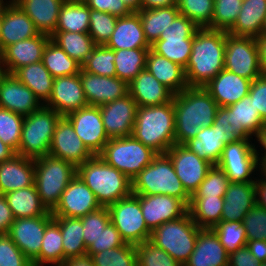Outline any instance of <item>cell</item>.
Here are the masks:
<instances>
[{"mask_svg": "<svg viewBox=\"0 0 266 266\" xmlns=\"http://www.w3.org/2000/svg\"><path fill=\"white\" fill-rule=\"evenodd\" d=\"M175 144H185L203 127H210L216 116L218 104L204 87H187L174 94Z\"/></svg>", "mask_w": 266, "mask_h": 266, "instance_id": "cell-1", "label": "cell"}, {"mask_svg": "<svg viewBox=\"0 0 266 266\" xmlns=\"http://www.w3.org/2000/svg\"><path fill=\"white\" fill-rule=\"evenodd\" d=\"M225 31L199 28L185 73L188 87H203L224 69Z\"/></svg>", "mask_w": 266, "mask_h": 266, "instance_id": "cell-2", "label": "cell"}, {"mask_svg": "<svg viewBox=\"0 0 266 266\" xmlns=\"http://www.w3.org/2000/svg\"><path fill=\"white\" fill-rule=\"evenodd\" d=\"M132 136L157 154L175 144L173 99L162 105L138 107Z\"/></svg>", "mask_w": 266, "mask_h": 266, "instance_id": "cell-3", "label": "cell"}, {"mask_svg": "<svg viewBox=\"0 0 266 266\" xmlns=\"http://www.w3.org/2000/svg\"><path fill=\"white\" fill-rule=\"evenodd\" d=\"M77 175L93 191L101 207H108L132 193V181L99 155L79 165Z\"/></svg>", "mask_w": 266, "mask_h": 266, "instance_id": "cell-4", "label": "cell"}, {"mask_svg": "<svg viewBox=\"0 0 266 266\" xmlns=\"http://www.w3.org/2000/svg\"><path fill=\"white\" fill-rule=\"evenodd\" d=\"M131 181L135 195H169L180 199L187 207L190 204L191 196L184 189L166 154H158Z\"/></svg>", "mask_w": 266, "mask_h": 266, "instance_id": "cell-5", "label": "cell"}, {"mask_svg": "<svg viewBox=\"0 0 266 266\" xmlns=\"http://www.w3.org/2000/svg\"><path fill=\"white\" fill-rule=\"evenodd\" d=\"M34 184L42 204L52 212L63 191L77 174V168L63 159L46 155L34 160Z\"/></svg>", "mask_w": 266, "mask_h": 266, "instance_id": "cell-6", "label": "cell"}, {"mask_svg": "<svg viewBox=\"0 0 266 266\" xmlns=\"http://www.w3.org/2000/svg\"><path fill=\"white\" fill-rule=\"evenodd\" d=\"M61 117L45 105L24 116L21 141L16 154L34 160L49 155L53 134Z\"/></svg>", "mask_w": 266, "mask_h": 266, "instance_id": "cell-7", "label": "cell"}, {"mask_svg": "<svg viewBox=\"0 0 266 266\" xmlns=\"http://www.w3.org/2000/svg\"><path fill=\"white\" fill-rule=\"evenodd\" d=\"M198 227L189 212L177 220L168 221L151 232L150 242L184 265L195 248Z\"/></svg>", "mask_w": 266, "mask_h": 266, "instance_id": "cell-8", "label": "cell"}, {"mask_svg": "<svg viewBox=\"0 0 266 266\" xmlns=\"http://www.w3.org/2000/svg\"><path fill=\"white\" fill-rule=\"evenodd\" d=\"M158 154L133 136L109 139L99 156L132 180Z\"/></svg>", "mask_w": 266, "mask_h": 266, "instance_id": "cell-9", "label": "cell"}, {"mask_svg": "<svg viewBox=\"0 0 266 266\" xmlns=\"http://www.w3.org/2000/svg\"><path fill=\"white\" fill-rule=\"evenodd\" d=\"M198 29L192 20L179 14L171 26L163 30L159 40L151 45V49L185 68L191 55L194 34Z\"/></svg>", "mask_w": 266, "mask_h": 266, "instance_id": "cell-10", "label": "cell"}, {"mask_svg": "<svg viewBox=\"0 0 266 266\" xmlns=\"http://www.w3.org/2000/svg\"><path fill=\"white\" fill-rule=\"evenodd\" d=\"M254 139L242 138L225 145L216 164L228 176L230 182H255L260 167L254 151Z\"/></svg>", "mask_w": 266, "mask_h": 266, "instance_id": "cell-11", "label": "cell"}, {"mask_svg": "<svg viewBox=\"0 0 266 266\" xmlns=\"http://www.w3.org/2000/svg\"><path fill=\"white\" fill-rule=\"evenodd\" d=\"M107 209L110 221L120 232L125 243L138 245L150 240L151 231L143 218L138 195L131 193L108 206Z\"/></svg>", "mask_w": 266, "mask_h": 266, "instance_id": "cell-12", "label": "cell"}, {"mask_svg": "<svg viewBox=\"0 0 266 266\" xmlns=\"http://www.w3.org/2000/svg\"><path fill=\"white\" fill-rule=\"evenodd\" d=\"M224 69L251 81L261 76L255 38L234 36L225 31Z\"/></svg>", "mask_w": 266, "mask_h": 266, "instance_id": "cell-13", "label": "cell"}, {"mask_svg": "<svg viewBox=\"0 0 266 266\" xmlns=\"http://www.w3.org/2000/svg\"><path fill=\"white\" fill-rule=\"evenodd\" d=\"M75 133L93 155H99L109 138L102 122L99 106L87 105L65 116Z\"/></svg>", "mask_w": 266, "mask_h": 266, "instance_id": "cell-14", "label": "cell"}, {"mask_svg": "<svg viewBox=\"0 0 266 266\" xmlns=\"http://www.w3.org/2000/svg\"><path fill=\"white\" fill-rule=\"evenodd\" d=\"M165 154L172 161L184 189L192 196L213 165L199 158L184 144H174Z\"/></svg>", "mask_w": 266, "mask_h": 266, "instance_id": "cell-15", "label": "cell"}, {"mask_svg": "<svg viewBox=\"0 0 266 266\" xmlns=\"http://www.w3.org/2000/svg\"><path fill=\"white\" fill-rule=\"evenodd\" d=\"M52 220V215L17 218L11 224L7 235L23 254L33 262L39 256L46 226Z\"/></svg>", "mask_w": 266, "mask_h": 266, "instance_id": "cell-16", "label": "cell"}, {"mask_svg": "<svg viewBox=\"0 0 266 266\" xmlns=\"http://www.w3.org/2000/svg\"><path fill=\"white\" fill-rule=\"evenodd\" d=\"M100 207L93 191L76 174L51 213L53 217L81 218Z\"/></svg>", "mask_w": 266, "mask_h": 266, "instance_id": "cell-17", "label": "cell"}, {"mask_svg": "<svg viewBox=\"0 0 266 266\" xmlns=\"http://www.w3.org/2000/svg\"><path fill=\"white\" fill-rule=\"evenodd\" d=\"M99 108L109 139L132 136L138 105L130 94Z\"/></svg>", "mask_w": 266, "mask_h": 266, "instance_id": "cell-18", "label": "cell"}, {"mask_svg": "<svg viewBox=\"0 0 266 266\" xmlns=\"http://www.w3.org/2000/svg\"><path fill=\"white\" fill-rule=\"evenodd\" d=\"M49 155L63 159L76 168L94 156L75 133L73 125L65 116H62L56 125Z\"/></svg>", "mask_w": 266, "mask_h": 266, "instance_id": "cell-19", "label": "cell"}, {"mask_svg": "<svg viewBox=\"0 0 266 266\" xmlns=\"http://www.w3.org/2000/svg\"><path fill=\"white\" fill-rule=\"evenodd\" d=\"M146 226L152 232L163 223L181 218L188 207L180 200L169 195H138Z\"/></svg>", "mask_w": 266, "mask_h": 266, "instance_id": "cell-20", "label": "cell"}, {"mask_svg": "<svg viewBox=\"0 0 266 266\" xmlns=\"http://www.w3.org/2000/svg\"><path fill=\"white\" fill-rule=\"evenodd\" d=\"M79 75L88 105L101 106L129 94L128 83L116 76H99L82 68Z\"/></svg>", "mask_w": 266, "mask_h": 266, "instance_id": "cell-21", "label": "cell"}, {"mask_svg": "<svg viewBox=\"0 0 266 266\" xmlns=\"http://www.w3.org/2000/svg\"><path fill=\"white\" fill-rule=\"evenodd\" d=\"M87 105L79 74L54 79L52 94L45 106L52 108L61 116H66Z\"/></svg>", "mask_w": 266, "mask_h": 266, "instance_id": "cell-22", "label": "cell"}, {"mask_svg": "<svg viewBox=\"0 0 266 266\" xmlns=\"http://www.w3.org/2000/svg\"><path fill=\"white\" fill-rule=\"evenodd\" d=\"M50 39V36L39 33L35 37L5 47L0 52V59L7 74H13L22 66L42 61L44 49Z\"/></svg>", "mask_w": 266, "mask_h": 266, "instance_id": "cell-23", "label": "cell"}, {"mask_svg": "<svg viewBox=\"0 0 266 266\" xmlns=\"http://www.w3.org/2000/svg\"><path fill=\"white\" fill-rule=\"evenodd\" d=\"M39 32L33 21L15 3L8 2L1 11L0 52L7 46L35 37Z\"/></svg>", "mask_w": 266, "mask_h": 266, "instance_id": "cell-24", "label": "cell"}, {"mask_svg": "<svg viewBox=\"0 0 266 266\" xmlns=\"http://www.w3.org/2000/svg\"><path fill=\"white\" fill-rule=\"evenodd\" d=\"M42 106L34 92L13 74H6L0 82V108L23 116L30 115Z\"/></svg>", "mask_w": 266, "mask_h": 266, "instance_id": "cell-25", "label": "cell"}, {"mask_svg": "<svg viewBox=\"0 0 266 266\" xmlns=\"http://www.w3.org/2000/svg\"><path fill=\"white\" fill-rule=\"evenodd\" d=\"M251 82L247 78L223 69L203 87L218 106L227 107L249 94Z\"/></svg>", "mask_w": 266, "mask_h": 266, "instance_id": "cell-26", "label": "cell"}, {"mask_svg": "<svg viewBox=\"0 0 266 266\" xmlns=\"http://www.w3.org/2000/svg\"><path fill=\"white\" fill-rule=\"evenodd\" d=\"M229 254L211 228H202L195 248L183 266H228Z\"/></svg>", "mask_w": 266, "mask_h": 266, "instance_id": "cell-27", "label": "cell"}, {"mask_svg": "<svg viewBox=\"0 0 266 266\" xmlns=\"http://www.w3.org/2000/svg\"><path fill=\"white\" fill-rule=\"evenodd\" d=\"M34 159L15 154L0 163V194H7L34 184Z\"/></svg>", "mask_w": 266, "mask_h": 266, "instance_id": "cell-28", "label": "cell"}, {"mask_svg": "<svg viewBox=\"0 0 266 266\" xmlns=\"http://www.w3.org/2000/svg\"><path fill=\"white\" fill-rule=\"evenodd\" d=\"M129 94L138 107L162 105L174 94L160 83L147 69L142 70L129 84Z\"/></svg>", "mask_w": 266, "mask_h": 266, "instance_id": "cell-29", "label": "cell"}, {"mask_svg": "<svg viewBox=\"0 0 266 266\" xmlns=\"http://www.w3.org/2000/svg\"><path fill=\"white\" fill-rule=\"evenodd\" d=\"M256 204L255 182H230L224 195L221 221H241Z\"/></svg>", "mask_w": 266, "mask_h": 266, "instance_id": "cell-30", "label": "cell"}, {"mask_svg": "<svg viewBox=\"0 0 266 266\" xmlns=\"http://www.w3.org/2000/svg\"><path fill=\"white\" fill-rule=\"evenodd\" d=\"M106 46L113 50L151 48L145 39L138 12L118 17L114 31Z\"/></svg>", "mask_w": 266, "mask_h": 266, "instance_id": "cell-31", "label": "cell"}, {"mask_svg": "<svg viewBox=\"0 0 266 266\" xmlns=\"http://www.w3.org/2000/svg\"><path fill=\"white\" fill-rule=\"evenodd\" d=\"M33 21L39 33L51 36L58 23L59 12L65 0H15Z\"/></svg>", "mask_w": 266, "mask_h": 266, "instance_id": "cell-32", "label": "cell"}, {"mask_svg": "<svg viewBox=\"0 0 266 266\" xmlns=\"http://www.w3.org/2000/svg\"><path fill=\"white\" fill-rule=\"evenodd\" d=\"M146 69L173 94H178L188 87L185 69L151 48L146 58Z\"/></svg>", "mask_w": 266, "mask_h": 266, "instance_id": "cell-33", "label": "cell"}, {"mask_svg": "<svg viewBox=\"0 0 266 266\" xmlns=\"http://www.w3.org/2000/svg\"><path fill=\"white\" fill-rule=\"evenodd\" d=\"M266 19V0H243L234 25L227 31L234 36L259 37Z\"/></svg>", "mask_w": 266, "mask_h": 266, "instance_id": "cell-34", "label": "cell"}, {"mask_svg": "<svg viewBox=\"0 0 266 266\" xmlns=\"http://www.w3.org/2000/svg\"><path fill=\"white\" fill-rule=\"evenodd\" d=\"M13 75L34 92L42 105L49 101L55 78L45 68L42 61L22 66Z\"/></svg>", "mask_w": 266, "mask_h": 266, "instance_id": "cell-35", "label": "cell"}, {"mask_svg": "<svg viewBox=\"0 0 266 266\" xmlns=\"http://www.w3.org/2000/svg\"><path fill=\"white\" fill-rule=\"evenodd\" d=\"M14 219L52 215L42 204L35 184L4 195Z\"/></svg>", "mask_w": 266, "mask_h": 266, "instance_id": "cell-36", "label": "cell"}, {"mask_svg": "<svg viewBox=\"0 0 266 266\" xmlns=\"http://www.w3.org/2000/svg\"><path fill=\"white\" fill-rule=\"evenodd\" d=\"M227 107L233 112L236 135L240 139H253L266 125L259 115V110L255 109L249 95Z\"/></svg>", "mask_w": 266, "mask_h": 266, "instance_id": "cell-37", "label": "cell"}, {"mask_svg": "<svg viewBox=\"0 0 266 266\" xmlns=\"http://www.w3.org/2000/svg\"><path fill=\"white\" fill-rule=\"evenodd\" d=\"M143 26L144 36L151 46L159 40L163 30L171 26L172 21L180 14L176 5L138 11Z\"/></svg>", "mask_w": 266, "mask_h": 266, "instance_id": "cell-38", "label": "cell"}, {"mask_svg": "<svg viewBox=\"0 0 266 266\" xmlns=\"http://www.w3.org/2000/svg\"><path fill=\"white\" fill-rule=\"evenodd\" d=\"M90 8L82 0H65L55 31L88 33Z\"/></svg>", "mask_w": 266, "mask_h": 266, "instance_id": "cell-39", "label": "cell"}, {"mask_svg": "<svg viewBox=\"0 0 266 266\" xmlns=\"http://www.w3.org/2000/svg\"><path fill=\"white\" fill-rule=\"evenodd\" d=\"M184 145L199 158L214 166L218 163L226 144L221 141L218 130L211 125L210 127H203L194 138H191Z\"/></svg>", "mask_w": 266, "mask_h": 266, "instance_id": "cell-40", "label": "cell"}, {"mask_svg": "<svg viewBox=\"0 0 266 266\" xmlns=\"http://www.w3.org/2000/svg\"><path fill=\"white\" fill-rule=\"evenodd\" d=\"M63 237L59 224L53 219L45 229L39 256L33 266H62L64 263Z\"/></svg>", "mask_w": 266, "mask_h": 266, "instance_id": "cell-41", "label": "cell"}, {"mask_svg": "<svg viewBox=\"0 0 266 266\" xmlns=\"http://www.w3.org/2000/svg\"><path fill=\"white\" fill-rule=\"evenodd\" d=\"M50 37L69 57L75 59L81 65L91 55L96 46L89 33L55 31Z\"/></svg>", "mask_w": 266, "mask_h": 266, "instance_id": "cell-42", "label": "cell"}, {"mask_svg": "<svg viewBox=\"0 0 266 266\" xmlns=\"http://www.w3.org/2000/svg\"><path fill=\"white\" fill-rule=\"evenodd\" d=\"M224 197H191L188 206L193 222L200 228H212L221 221Z\"/></svg>", "mask_w": 266, "mask_h": 266, "instance_id": "cell-43", "label": "cell"}, {"mask_svg": "<svg viewBox=\"0 0 266 266\" xmlns=\"http://www.w3.org/2000/svg\"><path fill=\"white\" fill-rule=\"evenodd\" d=\"M59 224L63 237L64 261L69 258L86 255L87 248L83 238L80 218L53 217Z\"/></svg>", "mask_w": 266, "mask_h": 266, "instance_id": "cell-44", "label": "cell"}, {"mask_svg": "<svg viewBox=\"0 0 266 266\" xmlns=\"http://www.w3.org/2000/svg\"><path fill=\"white\" fill-rule=\"evenodd\" d=\"M150 48L114 50L116 77L128 84L144 69Z\"/></svg>", "mask_w": 266, "mask_h": 266, "instance_id": "cell-45", "label": "cell"}, {"mask_svg": "<svg viewBox=\"0 0 266 266\" xmlns=\"http://www.w3.org/2000/svg\"><path fill=\"white\" fill-rule=\"evenodd\" d=\"M42 63L54 78L79 74L82 68L80 63L69 57L51 39L44 49Z\"/></svg>", "mask_w": 266, "mask_h": 266, "instance_id": "cell-46", "label": "cell"}, {"mask_svg": "<svg viewBox=\"0 0 266 266\" xmlns=\"http://www.w3.org/2000/svg\"><path fill=\"white\" fill-rule=\"evenodd\" d=\"M181 15L192 20L199 28L212 29L214 0H176Z\"/></svg>", "mask_w": 266, "mask_h": 266, "instance_id": "cell-47", "label": "cell"}, {"mask_svg": "<svg viewBox=\"0 0 266 266\" xmlns=\"http://www.w3.org/2000/svg\"><path fill=\"white\" fill-rule=\"evenodd\" d=\"M211 229L216 233L228 254L245 247L247 244L245 227L241 221H220Z\"/></svg>", "mask_w": 266, "mask_h": 266, "instance_id": "cell-48", "label": "cell"}, {"mask_svg": "<svg viewBox=\"0 0 266 266\" xmlns=\"http://www.w3.org/2000/svg\"><path fill=\"white\" fill-rule=\"evenodd\" d=\"M114 50L106 45H96L91 55L81 65L84 71L99 76H116Z\"/></svg>", "mask_w": 266, "mask_h": 266, "instance_id": "cell-49", "label": "cell"}, {"mask_svg": "<svg viewBox=\"0 0 266 266\" xmlns=\"http://www.w3.org/2000/svg\"><path fill=\"white\" fill-rule=\"evenodd\" d=\"M90 257L95 266H137L136 246L128 243L118 248L98 252Z\"/></svg>", "mask_w": 266, "mask_h": 266, "instance_id": "cell-50", "label": "cell"}, {"mask_svg": "<svg viewBox=\"0 0 266 266\" xmlns=\"http://www.w3.org/2000/svg\"><path fill=\"white\" fill-rule=\"evenodd\" d=\"M23 121V115L0 108V140L15 152L21 141Z\"/></svg>", "mask_w": 266, "mask_h": 266, "instance_id": "cell-51", "label": "cell"}, {"mask_svg": "<svg viewBox=\"0 0 266 266\" xmlns=\"http://www.w3.org/2000/svg\"><path fill=\"white\" fill-rule=\"evenodd\" d=\"M118 17L90 9L89 35L96 45H106L114 31Z\"/></svg>", "mask_w": 266, "mask_h": 266, "instance_id": "cell-52", "label": "cell"}, {"mask_svg": "<svg viewBox=\"0 0 266 266\" xmlns=\"http://www.w3.org/2000/svg\"><path fill=\"white\" fill-rule=\"evenodd\" d=\"M243 0H214L212 29L228 31L235 23Z\"/></svg>", "mask_w": 266, "mask_h": 266, "instance_id": "cell-53", "label": "cell"}, {"mask_svg": "<svg viewBox=\"0 0 266 266\" xmlns=\"http://www.w3.org/2000/svg\"><path fill=\"white\" fill-rule=\"evenodd\" d=\"M229 183L224 171L214 165L191 197H224Z\"/></svg>", "mask_w": 266, "mask_h": 266, "instance_id": "cell-54", "label": "cell"}, {"mask_svg": "<svg viewBox=\"0 0 266 266\" xmlns=\"http://www.w3.org/2000/svg\"><path fill=\"white\" fill-rule=\"evenodd\" d=\"M136 246L137 266H182L173 257L150 241Z\"/></svg>", "mask_w": 266, "mask_h": 266, "instance_id": "cell-55", "label": "cell"}, {"mask_svg": "<svg viewBox=\"0 0 266 266\" xmlns=\"http://www.w3.org/2000/svg\"><path fill=\"white\" fill-rule=\"evenodd\" d=\"M80 219L83 227V238L87 248L97 239L101 231H103L110 222V215L107 207H100Z\"/></svg>", "mask_w": 266, "mask_h": 266, "instance_id": "cell-56", "label": "cell"}, {"mask_svg": "<svg viewBox=\"0 0 266 266\" xmlns=\"http://www.w3.org/2000/svg\"><path fill=\"white\" fill-rule=\"evenodd\" d=\"M243 225L245 227L247 241H266V209L255 204L245 215Z\"/></svg>", "mask_w": 266, "mask_h": 266, "instance_id": "cell-57", "label": "cell"}, {"mask_svg": "<svg viewBox=\"0 0 266 266\" xmlns=\"http://www.w3.org/2000/svg\"><path fill=\"white\" fill-rule=\"evenodd\" d=\"M0 266H33L7 234H0Z\"/></svg>", "mask_w": 266, "mask_h": 266, "instance_id": "cell-58", "label": "cell"}, {"mask_svg": "<svg viewBox=\"0 0 266 266\" xmlns=\"http://www.w3.org/2000/svg\"><path fill=\"white\" fill-rule=\"evenodd\" d=\"M124 244L125 241L122 239L120 232L110 221L97 239L87 247L86 254L91 256L107 249L118 248Z\"/></svg>", "mask_w": 266, "mask_h": 266, "instance_id": "cell-59", "label": "cell"}, {"mask_svg": "<svg viewBox=\"0 0 266 266\" xmlns=\"http://www.w3.org/2000/svg\"><path fill=\"white\" fill-rule=\"evenodd\" d=\"M212 126L218 130L221 141L225 144L238 141L233 112L228 107H218Z\"/></svg>", "mask_w": 266, "mask_h": 266, "instance_id": "cell-60", "label": "cell"}, {"mask_svg": "<svg viewBox=\"0 0 266 266\" xmlns=\"http://www.w3.org/2000/svg\"><path fill=\"white\" fill-rule=\"evenodd\" d=\"M90 9L106 12L117 17L126 16L132 11L122 0H82Z\"/></svg>", "mask_w": 266, "mask_h": 266, "instance_id": "cell-61", "label": "cell"}, {"mask_svg": "<svg viewBox=\"0 0 266 266\" xmlns=\"http://www.w3.org/2000/svg\"><path fill=\"white\" fill-rule=\"evenodd\" d=\"M255 109L259 110L261 119L266 123V77L259 76L251 82L249 94Z\"/></svg>", "mask_w": 266, "mask_h": 266, "instance_id": "cell-62", "label": "cell"}, {"mask_svg": "<svg viewBox=\"0 0 266 266\" xmlns=\"http://www.w3.org/2000/svg\"><path fill=\"white\" fill-rule=\"evenodd\" d=\"M261 262L257 261L245 246L229 254L228 266H260Z\"/></svg>", "mask_w": 266, "mask_h": 266, "instance_id": "cell-63", "label": "cell"}, {"mask_svg": "<svg viewBox=\"0 0 266 266\" xmlns=\"http://www.w3.org/2000/svg\"><path fill=\"white\" fill-rule=\"evenodd\" d=\"M14 222V217L9 207L6 198L0 194V234H7L11 224Z\"/></svg>", "mask_w": 266, "mask_h": 266, "instance_id": "cell-64", "label": "cell"}, {"mask_svg": "<svg viewBox=\"0 0 266 266\" xmlns=\"http://www.w3.org/2000/svg\"><path fill=\"white\" fill-rule=\"evenodd\" d=\"M254 151L259 167L261 168L266 163V125L256 134L254 138Z\"/></svg>", "mask_w": 266, "mask_h": 266, "instance_id": "cell-65", "label": "cell"}, {"mask_svg": "<svg viewBox=\"0 0 266 266\" xmlns=\"http://www.w3.org/2000/svg\"><path fill=\"white\" fill-rule=\"evenodd\" d=\"M246 247L250 253L259 262H266V241L265 240H251L247 241Z\"/></svg>", "mask_w": 266, "mask_h": 266, "instance_id": "cell-66", "label": "cell"}, {"mask_svg": "<svg viewBox=\"0 0 266 266\" xmlns=\"http://www.w3.org/2000/svg\"><path fill=\"white\" fill-rule=\"evenodd\" d=\"M255 181L256 205L266 209V178L260 173Z\"/></svg>", "mask_w": 266, "mask_h": 266, "instance_id": "cell-67", "label": "cell"}, {"mask_svg": "<svg viewBox=\"0 0 266 266\" xmlns=\"http://www.w3.org/2000/svg\"><path fill=\"white\" fill-rule=\"evenodd\" d=\"M255 42L258 49L261 76L266 77V36L256 37Z\"/></svg>", "mask_w": 266, "mask_h": 266, "instance_id": "cell-68", "label": "cell"}, {"mask_svg": "<svg viewBox=\"0 0 266 266\" xmlns=\"http://www.w3.org/2000/svg\"><path fill=\"white\" fill-rule=\"evenodd\" d=\"M176 5V0H141L140 10L155 9Z\"/></svg>", "mask_w": 266, "mask_h": 266, "instance_id": "cell-69", "label": "cell"}, {"mask_svg": "<svg viewBox=\"0 0 266 266\" xmlns=\"http://www.w3.org/2000/svg\"><path fill=\"white\" fill-rule=\"evenodd\" d=\"M62 266H95L89 255L66 259Z\"/></svg>", "mask_w": 266, "mask_h": 266, "instance_id": "cell-70", "label": "cell"}, {"mask_svg": "<svg viewBox=\"0 0 266 266\" xmlns=\"http://www.w3.org/2000/svg\"><path fill=\"white\" fill-rule=\"evenodd\" d=\"M16 152L0 140V163L11 159Z\"/></svg>", "mask_w": 266, "mask_h": 266, "instance_id": "cell-71", "label": "cell"}, {"mask_svg": "<svg viewBox=\"0 0 266 266\" xmlns=\"http://www.w3.org/2000/svg\"><path fill=\"white\" fill-rule=\"evenodd\" d=\"M132 12L140 11L141 0H122Z\"/></svg>", "mask_w": 266, "mask_h": 266, "instance_id": "cell-72", "label": "cell"}, {"mask_svg": "<svg viewBox=\"0 0 266 266\" xmlns=\"http://www.w3.org/2000/svg\"><path fill=\"white\" fill-rule=\"evenodd\" d=\"M6 74H7V71L5 69V66L3 65L0 59V82L6 76Z\"/></svg>", "mask_w": 266, "mask_h": 266, "instance_id": "cell-73", "label": "cell"}, {"mask_svg": "<svg viewBox=\"0 0 266 266\" xmlns=\"http://www.w3.org/2000/svg\"><path fill=\"white\" fill-rule=\"evenodd\" d=\"M260 173L266 178V163L260 168Z\"/></svg>", "mask_w": 266, "mask_h": 266, "instance_id": "cell-74", "label": "cell"}, {"mask_svg": "<svg viewBox=\"0 0 266 266\" xmlns=\"http://www.w3.org/2000/svg\"><path fill=\"white\" fill-rule=\"evenodd\" d=\"M8 3L7 0H0V12L2 11L3 7Z\"/></svg>", "mask_w": 266, "mask_h": 266, "instance_id": "cell-75", "label": "cell"}, {"mask_svg": "<svg viewBox=\"0 0 266 266\" xmlns=\"http://www.w3.org/2000/svg\"><path fill=\"white\" fill-rule=\"evenodd\" d=\"M263 36H266V19H265V23H264V26H263V30H262V34Z\"/></svg>", "mask_w": 266, "mask_h": 266, "instance_id": "cell-76", "label": "cell"}, {"mask_svg": "<svg viewBox=\"0 0 266 266\" xmlns=\"http://www.w3.org/2000/svg\"><path fill=\"white\" fill-rule=\"evenodd\" d=\"M260 266H266V262H261Z\"/></svg>", "mask_w": 266, "mask_h": 266, "instance_id": "cell-77", "label": "cell"}]
</instances>
